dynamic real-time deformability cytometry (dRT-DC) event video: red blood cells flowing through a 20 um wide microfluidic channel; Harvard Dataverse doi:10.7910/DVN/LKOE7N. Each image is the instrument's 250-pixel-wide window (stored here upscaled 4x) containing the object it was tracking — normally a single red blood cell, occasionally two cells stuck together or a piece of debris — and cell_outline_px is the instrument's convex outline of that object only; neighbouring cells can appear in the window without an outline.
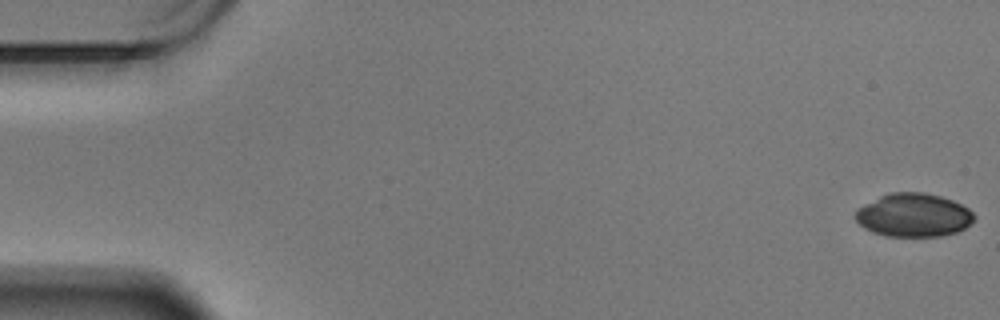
{"species": "Egyptian fruit bat (a non-hibernating species)", "species_latin": "Rousettus aegyptiacus", "temperature_condition": "warm", "stored_images_in_passage": 59, "camera_frame_rate_fps": 3000, "um_per_image_px": 0.085, "animal": {"sex": "male"}, "frame": {"image": 1, "passage_image": 1, "time_ms": 0.0, "image_size_px": [1000, 320], "cell_outline_px": [[976, 216], [964, 228], [956, 232], [940, 236], [884, 236], [872, 232], [864, 228], [856, 220], [856, 208], [888, 192], [924, 192], [940, 196], [952, 200], [968, 208]], "centroid_in_image_um": [77.62, 18.28], "position_along_channel_um": 7.4, "area_um2": 30.0}}
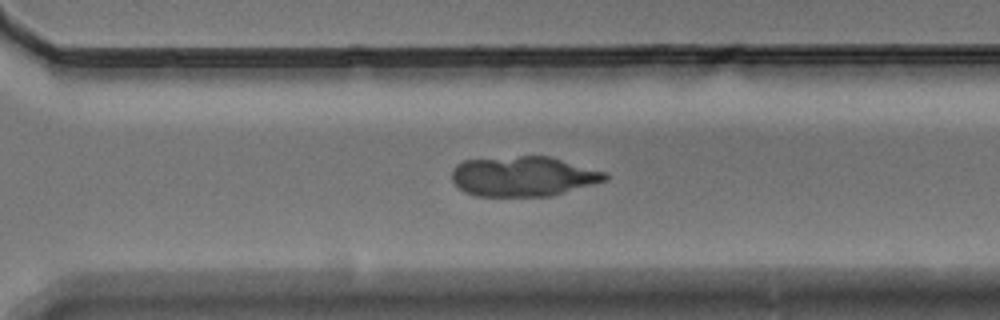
{"frame": {"image": 2, "passage_image": 42, "time_ms": 13.667, "image_size_px": [1000, 320], "cell_outline_px": [[608, 180], [552, 196], [476, 196], [464, 192], [452, 180], [452, 168], [456, 164], [464, 160], [520, 156], [548, 156], [608, 172]], "centroid_in_image_um": [44.5, 14.99], "position_along_channel_um": 326.1, "area_um2": 35.89}}
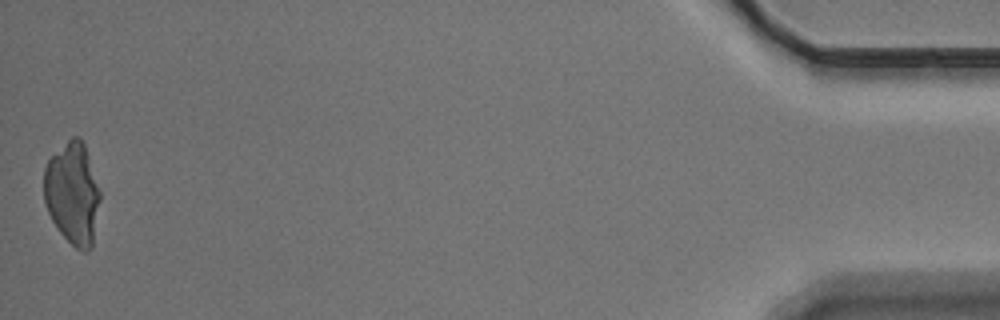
{"frame": {"image": 3, "passage_image": 59, "time_ms": 19.333, "image_size_px": [1000, 320], "cell_outline_px": [[100, 200], [92, 248], [88, 252], [84, 252], [76, 248], [60, 232], [52, 220], [48, 212], [44, 200], [44, 168], [48, 160], [72, 136], [80, 136], [84, 144], [100, 192]], "centroid_in_image_um": [6.17, 16.46], "position_along_channel_um": 429.0, "area_um2": 33.18}}